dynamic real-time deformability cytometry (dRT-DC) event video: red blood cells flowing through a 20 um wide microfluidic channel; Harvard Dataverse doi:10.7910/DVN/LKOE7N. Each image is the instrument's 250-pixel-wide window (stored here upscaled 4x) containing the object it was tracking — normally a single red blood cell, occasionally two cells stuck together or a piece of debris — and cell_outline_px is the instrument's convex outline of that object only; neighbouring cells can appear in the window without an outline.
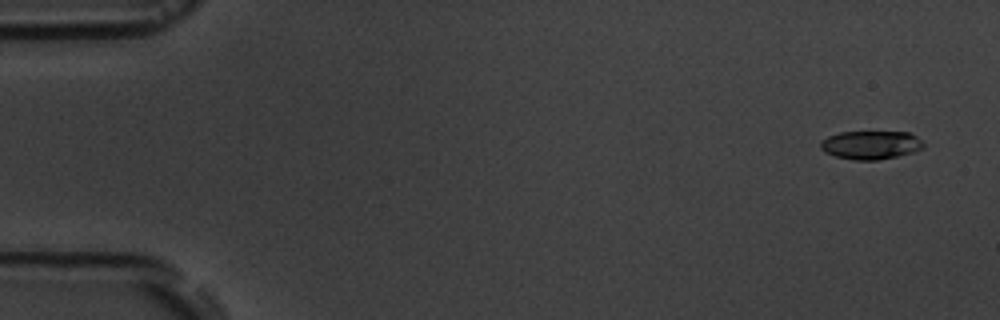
{"species": "common noctule bat (a hibernating species)", "species_latin": "Nyctalus noctula", "temperature_condition": "room temperature", "stored_images_in_passage": 5, "camera_frame_rate_fps": 3000, "um_per_image_px": 0.085, "animal": {"sex": "male", "body_mass_g": 19.5, "forearm_length_mm": 54.6}, "frame": {"image": 1, "passage_image": 1, "time_ms": 0.0, "image_size_px": [1000, 320], "cell_outline_px": [[924, 148], [912, 152], [896, 156], [876, 160], [856, 160], [836, 156], [824, 152], [820, 148], [820, 144], [828, 136], [840, 132], [908, 132], [916, 136], [924, 144]], "centroid_in_image_um": [74.02, 12.32], "position_along_channel_um": 11.0, "area_um2": 16.88}}
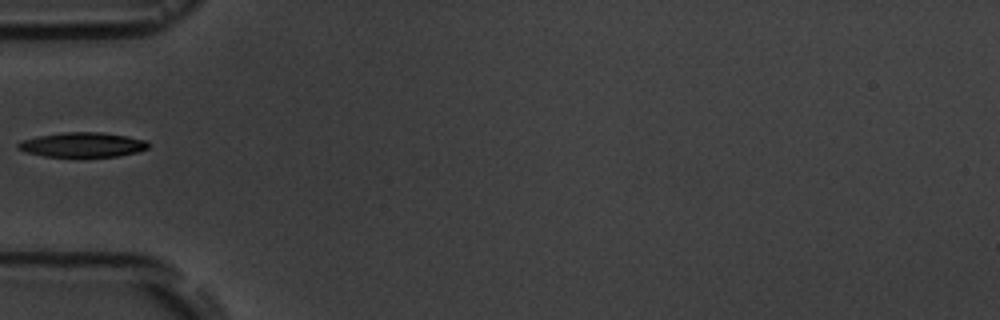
{"frame": {"image": 2, "passage_image": 5, "time_ms": 5.333, "image_size_px": [1000, 320], "cell_outline_px": [[148, 148], [136, 152], [120, 156], [44, 156], [24, 152], [16, 148], [16, 144], [20, 140], [36, 136], [64, 132], [100, 132], [124, 136], [144, 140], [148, 144]], "centroid_in_image_um": [6.92, 12.3], "position_along_channel_um": 78.1, "area_um2": 18.61}}